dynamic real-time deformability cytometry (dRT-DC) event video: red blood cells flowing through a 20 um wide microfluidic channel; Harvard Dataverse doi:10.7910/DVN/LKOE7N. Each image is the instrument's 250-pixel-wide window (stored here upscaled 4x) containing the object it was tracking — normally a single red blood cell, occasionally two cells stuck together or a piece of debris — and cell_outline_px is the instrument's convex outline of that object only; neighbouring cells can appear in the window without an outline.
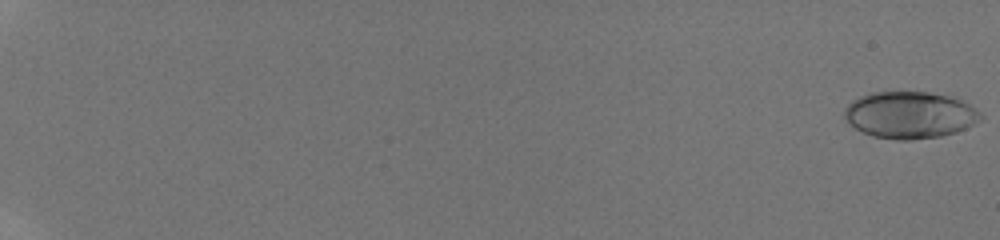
{"species": "human", "species_latin": "Homo sapiens", "temperature_condition": "room temperature", "stored_images_in_passage": 55, "camera_frame_rate_fps": 3000, "um_per_image_px": 0.085, "donor": {"sex": "male"}, "frame": {"image": 1, "passage_image": 1, "time_ms": 0.0, "image_size_px": [1000, 240], "cell_outline_px": [[984, 116], [980, 120], [956, 132], [940, 136], [912, 140], [896, 140], [876, 136], [864, 132], [856, 128], [844, 116], [844, 108], [852, 100], [868, 92], [928, 92], [952, 96], [968, 104], [980, 112]], "centroid_in_image_um": [77.34, 9.76], "position_along_channel_um": 7.7, "area_um2": 36.99}}
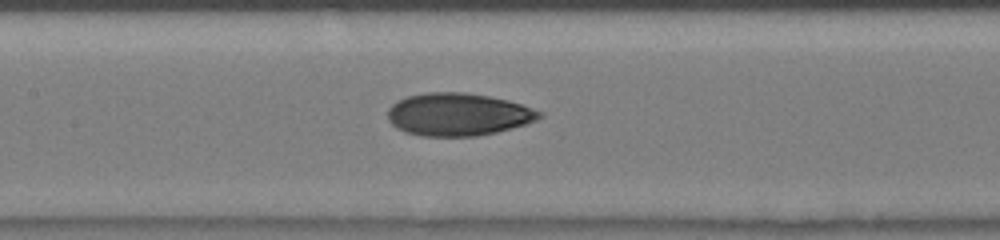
{"frame": {"image": 2, "passage_image": 28, "time_ms": 10.0, "image_size_px": [1000, 240], "cell_outline_px": [[544, 112], [536, 120], [524, 124], [496, 132], [476, 136], [420, 136], [404, 132], [396, 128], [388, 120], [388, 108], [396, 100], [408, 96], [424, 92], [464, 92], [488, 96], [508, 100]], "centroid_in_image_um": [38.89, 9.72], "position_along_channel_um": 168.5, "area_um2": 37.74}}
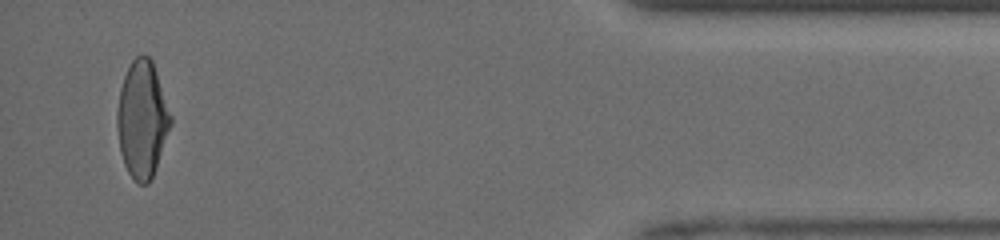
{"frame": {"image": 3, "passage_image": 53, "time_ms": 17.333, "image_size_px": [1000, 240], "cell_outline_px": [[172, 124], [156, 168], [148, 184], [140, 184], [128, 172], [124, 164], [120, 152], [116, 124], [116, 112], [120, 88], [124, 76], [132, 60], [140, 52], [148, 56], [152, 60], [172, 116]], "centroid_in_image_um": [12.08, 10.12], "position_along_channel_um": 423.1, "area_um2": 36.59}, "authors_computed_cell_mechanics": {"area_um2": 36.3562, "velocity_mm_per_s": 4.1631, "shape_relaxation_time_tau1_ms": 5.0664, "shape_relaxation_time_tau2_ms": 1.3597, "deformation_change_tau1": 0.1763, "deformation_change_tau2": 0.0694}}